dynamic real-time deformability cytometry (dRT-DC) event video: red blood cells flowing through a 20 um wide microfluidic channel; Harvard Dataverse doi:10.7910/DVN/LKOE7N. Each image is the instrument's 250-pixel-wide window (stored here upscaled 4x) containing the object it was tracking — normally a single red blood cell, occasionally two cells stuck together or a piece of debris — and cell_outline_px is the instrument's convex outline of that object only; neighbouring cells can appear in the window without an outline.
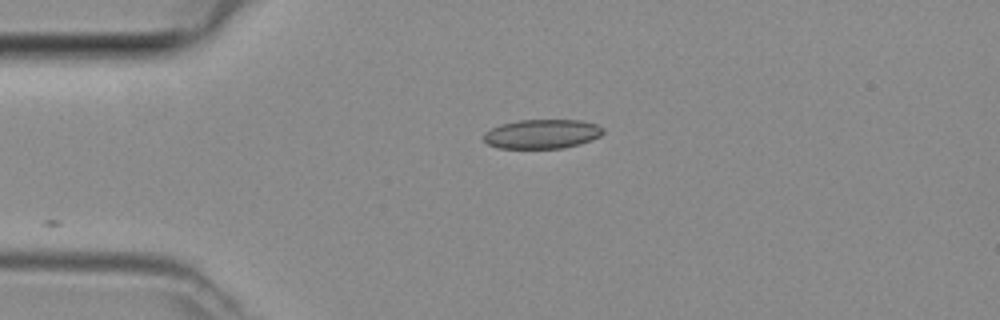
{"species": "common noctule bat (a hibernating species)", "species_latin": "Nyctalus noctula", "temperature_condition": "room temperature", "stored_images_in_passage": 4, "camera_frame_rate_fps": 3000, "um_per_image_px": 0.085, "animal": {"sex": "female", "body_mass_g": 29.2, "forearm_length_mm": 56.3}, "frame": {"image": 1, "passage_image": 3, "time_ms": 0.667, "image_size_px": [1000, 320], "cell_outline_px": [[604, 132], [600, 136], [592, 140], [580, 144], [564, 148], [496, 148], [488, 144], [484, 140], [484, 132], [500, 124], [520, 120], [580, 120], [596, 124], [604, 128]], "centroid_in_image_um": [46.09, 11.39], "position_along_channel_um": 38.9, "area_um2": 20.46}}